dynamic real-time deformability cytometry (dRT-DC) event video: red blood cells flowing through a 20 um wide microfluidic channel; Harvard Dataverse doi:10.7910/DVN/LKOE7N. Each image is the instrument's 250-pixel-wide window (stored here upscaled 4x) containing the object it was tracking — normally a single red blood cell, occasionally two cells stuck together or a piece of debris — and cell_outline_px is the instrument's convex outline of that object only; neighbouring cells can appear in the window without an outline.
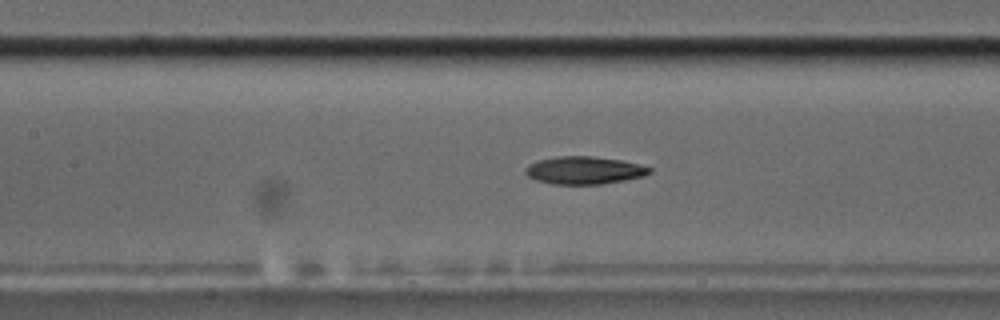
{"species": "common noctule bat (a hibernating species)", "species_latin": "Nyctalus noctula", "temperature_condition": "cold", "stored_images_in_passage": 53, "camera_frame_rate_fps": 3000, "um_per_image_px": 0.085, "animal": {"sex": "male", "body_mass_g": 17.5, "forearm_length_mm": 52.3}, "frame": {"image": 1, "passage_image": 22, "time_ms": 7.0, "image_size_px": [1000, 320], "cell_outline_px": [[652, 172], [644, 176], [624, 180], [600, 184], [552, 184], [536, 180], [528, 176], [524, 172], [524, 168], [528, 164], [536, 160], [556, 156], [592, 156], [620, 160], [652, 168]], "centroid_in_image_um": [49.6, 14.47], "position_along_channel_um": 157.8, "area_um2": 20.06}}
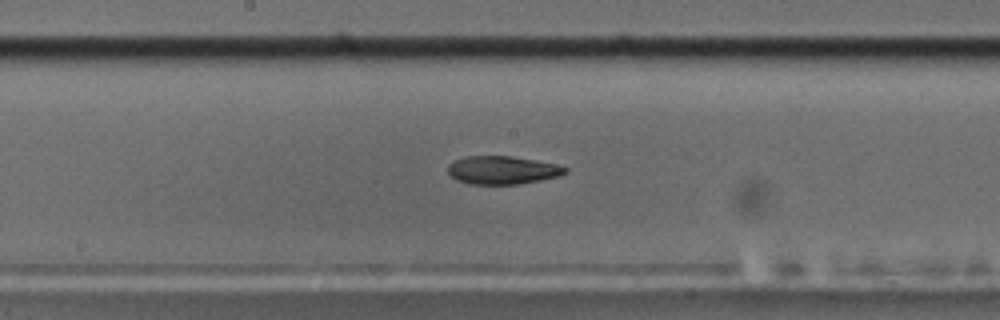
{"frame": {"image": 2, "passage_image": 26, "time_ms": 8.333, "image_size_px": [1000, 320], "cell_outline_px": [[568, 172], [556, 176], [540, 180], [516, 184], [468, 184], [456, 180], [448, 172], [448, 164], [464, 156], [508, 156], [532, 160], [552, 164], [568, 168]], "centroid_in_image_um": [42.64, 14.46], "position_along_channel_um": 205.6, "area_um2": 18.9}}
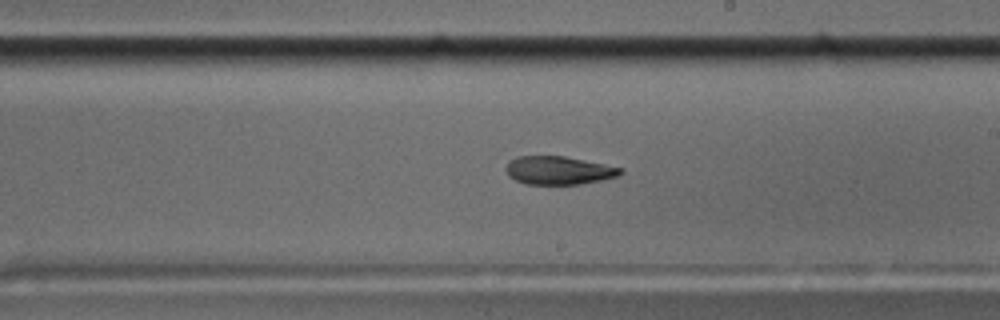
{"frame": {"image": 3, "passage_image": 29, "time_ms": 9.333, "image_size_px": [1000, 320], "cell_outline_px": [[624, 172], [616, 176], [600, 180], [580, 184], [524, 184], [508, 176], [504, 168], [508, 160], [516, 156], [564, 156], [624, 168]], "centroid_in_image_um": [47.43, 14.47], "position_along_channel_um": 241.6, "area_um2": 18.96}, "authors_computed_cell_mechanics": {"area_um2": 20.0566, "velocity_mm_per_s": 3.6127, "shape_relaxation_time_tau1_ms": null, "shape_relaxation_time_tau2_ms": 5.8738, "deformation_change_tau1": null, "deformation_change_tau2": 0.1461}}